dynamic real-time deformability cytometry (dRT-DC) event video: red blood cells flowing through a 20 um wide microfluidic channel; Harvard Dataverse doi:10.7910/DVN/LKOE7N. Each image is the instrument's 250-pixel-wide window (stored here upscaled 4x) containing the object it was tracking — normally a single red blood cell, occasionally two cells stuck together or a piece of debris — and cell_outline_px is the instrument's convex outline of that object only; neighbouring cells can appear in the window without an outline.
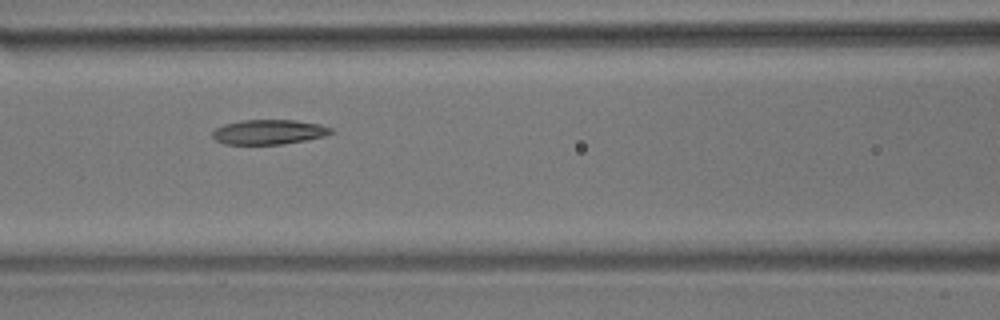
{"species": "common noctule bat (a hibernating species)", "species_latin": "Nyctalus noctula", "temperature_condition": "room temperature", "stored_images_in_passage": 4, "camera_frame_rate_fps": 3000, "um_per_image_px": 0.085, "animal": {"sex": "male", "body_mass_g": 17.9}, "frame": {"image": 1, "passage_image": 3, "time_ms": 0.667, "image_size_px": [1000, 320], "cell_outline_px": [[336, 132], [324, 136], [304, 140], [280, 144], [224, 144], [216, 140], [212, 136], [212, 132], [216, 128], [224, 124], [240, 120], [296, 120], [320, 124], [332, 128]], "centroid_in_image_um": [22.86, 11.21], "position_along_channel_um": 143.7, "area_um2": 17.11}}
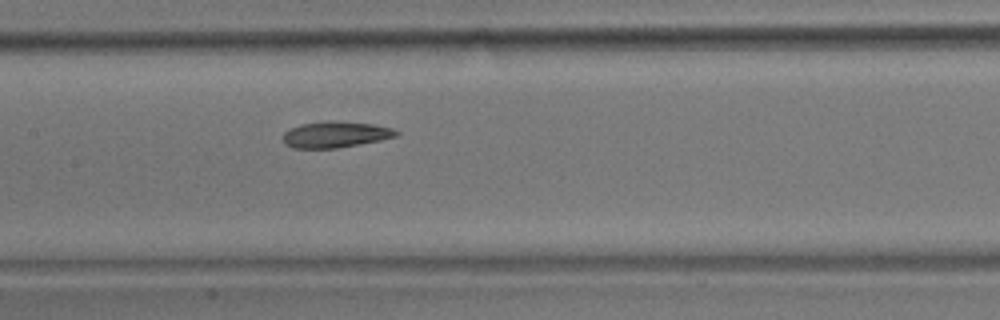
{"frame": {"image": 2, "passage_image": 4, "time_ms": 1.0, "image_size_px": [1000, 320], "cell_outline_px": [[400, 132], [396, 136], [380, 140], [336, 148], [292, 148], [284, 144], [284, 132], [300, 124], [372, 124], [392, 128]], "centroid_in_image_um": [28.5, 11.49], "position_along_channel_um": 178.9, "area_um2": 16.07}}